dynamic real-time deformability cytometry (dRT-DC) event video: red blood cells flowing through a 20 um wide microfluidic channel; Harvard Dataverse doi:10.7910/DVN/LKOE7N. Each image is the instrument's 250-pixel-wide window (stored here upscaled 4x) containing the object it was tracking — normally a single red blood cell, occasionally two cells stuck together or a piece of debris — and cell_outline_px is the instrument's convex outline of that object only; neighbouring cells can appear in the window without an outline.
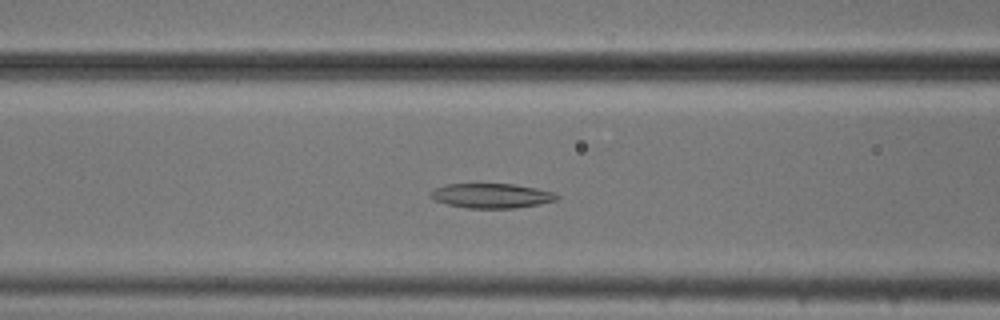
{"species": "common noctule bat (a hibernating species)", "species_latin": "Nyctalus noctula", "temperature_condition": "cold", "stored_images_in_passage": 52, "camera_frame_rate_fps": 3000, "um_per_image_px": 0.085, "animal": {"sex": "male", "body_mass_g": 20.5, "forearm_length_mm": 52.5}, "frame": {"image": 1, "passage_image": 20, "time_ms": 6.333, "image_size_px": [1000, 320], "cell_outline_px": [[560, 196], [556, 200], [540, 204], [516, 208], [468, 208], [448, 204], [436, 200], [428, 196], [428, 192], [436, 188], [448, 184], [512, 184], [536, 188], [552, 192]], "centroid_in_image_um": [41.77, 16.64], "position_along_channel_um": 124.8, "area_um2": 18.03}}
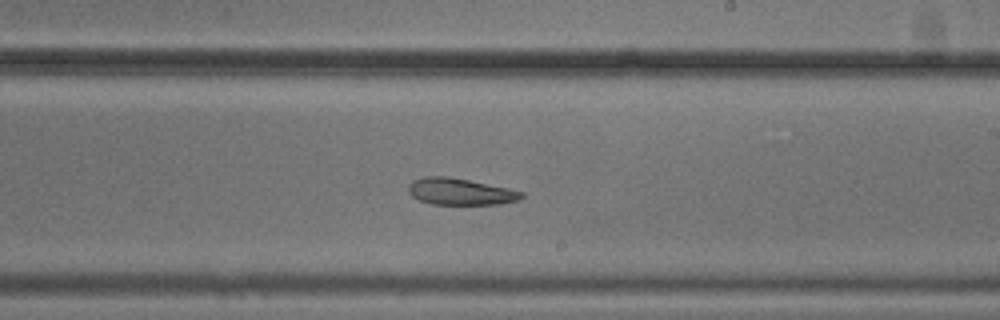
{"frame": {"image": 2, "passage_image": 30, "time_ms": 9.667, "image_size_px": [1000, 320], "cell_outline_px": [[524, 196], [516, 200], [500, 204], [432, 204], [420, 200], [412, 196], [408, 192], [408, 184], [412, 180], [424, 176], [448, 176], [508, 188], [524, 192]], "centroid_in_image_um": [39.08, 16.28], "position_along_channel_um": 249.9, "area_um2": 17.51}}
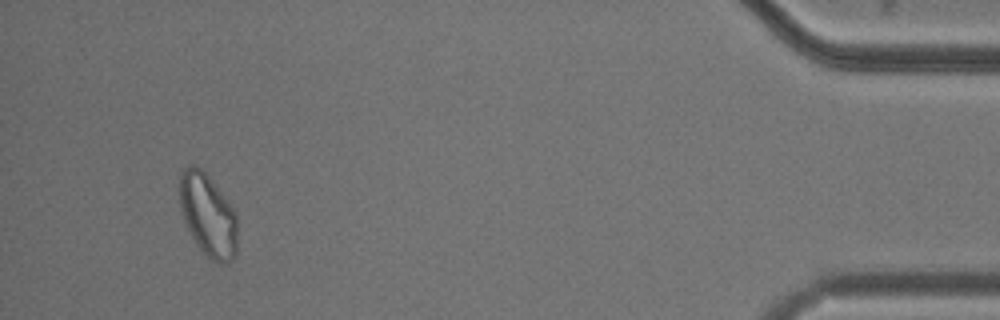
{"frame": {"image": 3, "passage_image": 49, "time_ms": 16.0, "image_size_px": [1000, 320], "cell_outline_px": [[236, 256], [228, 264], [220, 264], [212, 260], [196, 244], [184, 220], [180, 208], [180, 176], [184, 168], [188, 164], [196, 164], [208, 176], [232, 208], [236, 216]], "centroid_in_image_um": [17.66, 18.3], "position_along_channel_um": 417.5, "area_um2": 27.46}, "authors_computed_cell_mechanics": {"area_um2": 21.9351, "velocity_mm_per_s": 3.7552, "shape_relaxation_time_tau1_ms": 10.4182, "shape_relaxation_time_tau2_ms": null, "deformation_change_tau1": 0.1786, "deformation_change_tau2": null}}